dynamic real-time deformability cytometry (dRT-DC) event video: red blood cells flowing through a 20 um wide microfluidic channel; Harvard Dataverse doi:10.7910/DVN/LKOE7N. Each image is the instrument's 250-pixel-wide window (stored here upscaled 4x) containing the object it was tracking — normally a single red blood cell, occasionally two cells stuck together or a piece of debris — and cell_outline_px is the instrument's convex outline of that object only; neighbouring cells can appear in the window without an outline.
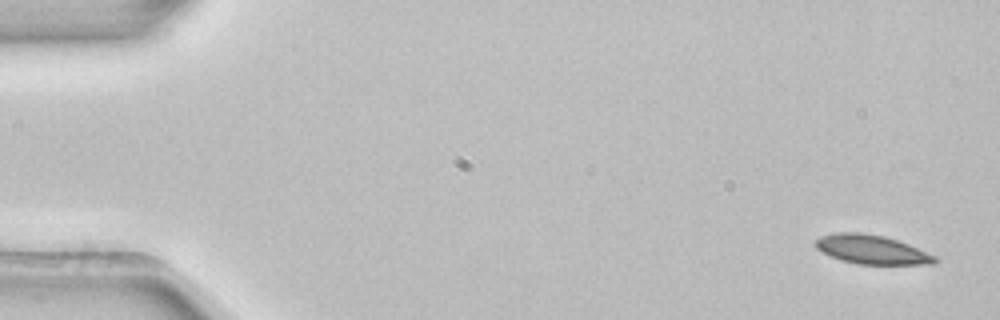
{"species": "common noctule bat (a hibernating species)", "species_latin": "Nyctalus noctula", "temperature_condition": "room temperature", "stored_images_in_passage": 4, "camera_frame_rate_fps": 3000, "um_per_image_px": 0.085, "animal": {"sex": "female", "body_mass_g": 22.7, "forearm_length_mm": 54.2}, "frame": {"image": 1, "passage_image": 1, "time_ms": 0.0, "image_size_px": [1000, 320], "cell_outline_px": [[940, 260], [936, 264], [860, 264], [840, 260], [816, 248], [816, 240], [820, 236], [836, 232], [860, 232], [884, 236], [908, 244], [936, 256]], "centroid_in_image_um": [74.13, 21.21], "position_along_channel_um": 10.9, "area_um2": 20.06}}
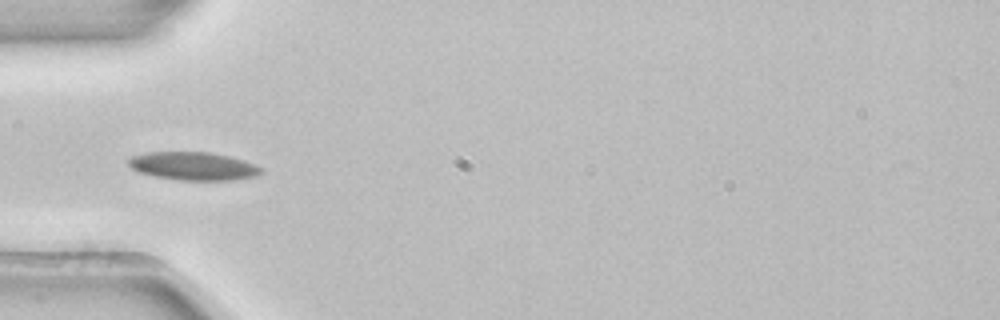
{"frame": {"image": 2, "passage_image": 4, "time_ms": 1.0, "image_size_px": [1000, 320], "cell_outline_px": [[264, 172], [256, 176], [232, 180], [180, 180], [156, 176], [136, 172], [128, 164], [128, 160], [132, 156], [148, 152], [208, 152], [228, 156], [244, 160], [264, 168]], "centroid_in_image_um": [16.45, 14.12], "position_along_channel_um": 68.5, "area_um2": 21.79}}